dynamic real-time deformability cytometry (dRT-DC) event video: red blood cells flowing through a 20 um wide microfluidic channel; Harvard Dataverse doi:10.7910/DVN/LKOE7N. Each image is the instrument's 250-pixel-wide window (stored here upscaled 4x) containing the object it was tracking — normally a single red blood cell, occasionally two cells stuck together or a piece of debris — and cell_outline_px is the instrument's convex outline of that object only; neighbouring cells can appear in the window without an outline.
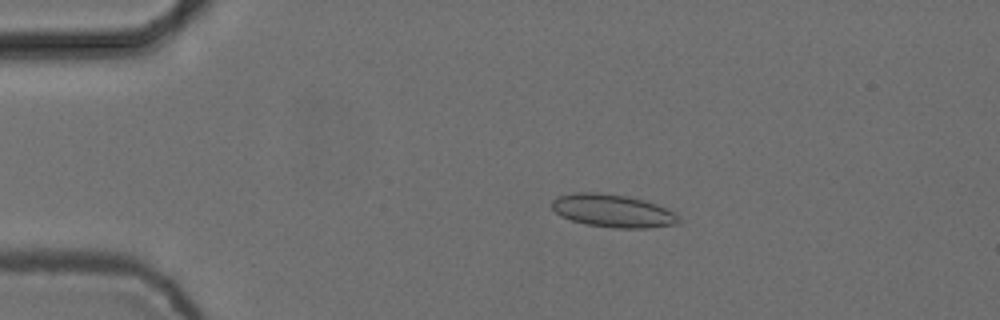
{"species": "common noctule bat (a hibernating species)", "species_latin": "Nyctalus noctula", "temperature_condition": "cold", "stored_images_in_passage": 5, "camera_frame_rate_fps": 3000, "um_per_image_px": 0.085, "animal": {"sex": "female", "body_mass_g": 24.6, "forearm_length_mm": 56.2}, "frame": {"image": 1, "passage_image": 3, "time_ms": 0.667, "image_size_px": [1000, 320], "cell_outline_px": [[680, 224], [648, 228], [612, 228], [584, 224], [560, 216], [552, 208], [552, 200], [556, 196], [576, 192], [596, 192], [628, 196], [644, 200], [656, 204], [676, 212], [680, 216]], "centroid_in_image_um": [52.11, 17.92], "position_along_channel_um": 32.9, "area_um2": 24.68}}
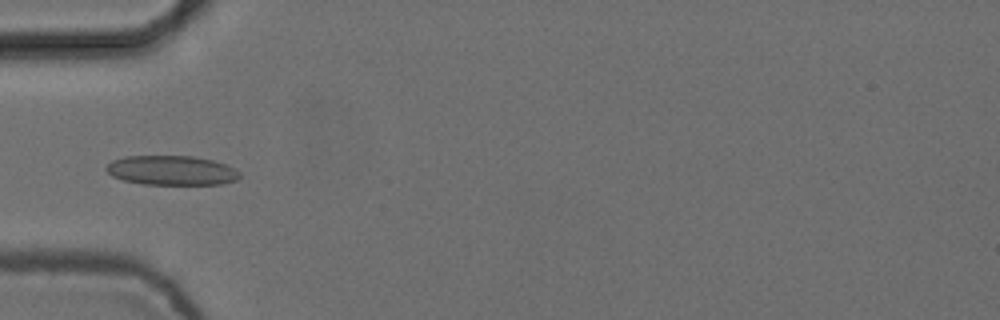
{"frame": {"image": 2, "passage_image": 5, "time_ms": 1.333, "image_size_px": [1000, 320], "cell_outline_px": [[240, 176], [236, 180], [220, 184], [144, 184], [124, 180], [112, 176], [104, 168], [112, 160], [124, 156], [192, 156], [212, 160], [236, 168], [240, 172]], "centroid_in_image_um": [14.58, 14.48], "position_along_channel_um": 70.4, "area_um2": 22.89}}